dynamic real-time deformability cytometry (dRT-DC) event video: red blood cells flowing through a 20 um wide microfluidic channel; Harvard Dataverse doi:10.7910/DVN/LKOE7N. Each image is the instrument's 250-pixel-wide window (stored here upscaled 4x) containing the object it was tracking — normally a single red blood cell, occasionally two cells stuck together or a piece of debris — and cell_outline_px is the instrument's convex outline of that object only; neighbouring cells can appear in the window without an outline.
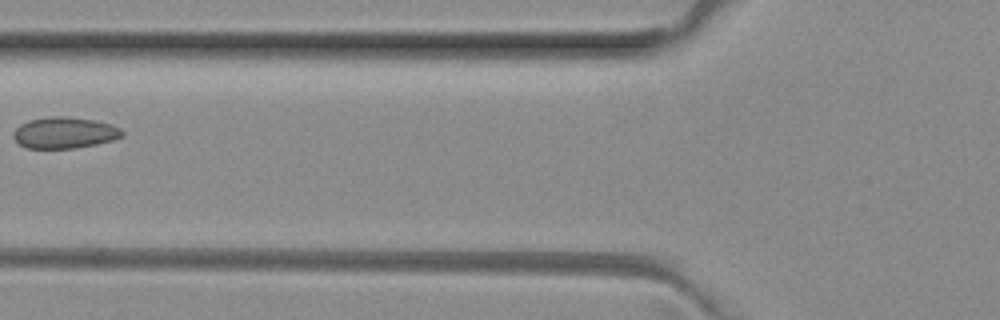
{"species": "common noctule bat (a hibernating species)", "species_latin": "Nyctalus noctula", "temperature_condition": "room temperature", "stored_images_in_passage": 7, "camera_frame_rate_fps": 3000, "um_per_image_px": 0.085, "animal": {"sex": "female", "body_mass_g": 29.2, "forearm_length_mm": 56.3}, "frame": {"image": 1, "passage_image": 5, "time_ms": 1.333, "image_size_px": [1000, 320], "cell_outline_px": [[124, 136], [112, 140], [96, 144], [76, 148], [28, 148], [20, 144], [12, 136], [12, 132], [20, 124], [28, 120], [48, 116], [68, 116], [96, 120], [112, 124], [120, 128], [124, 132]], "centroid_in_image_um": [5.49, 11.26], "position_along_channel_um": 120.3, "area_um2": 20.06}}
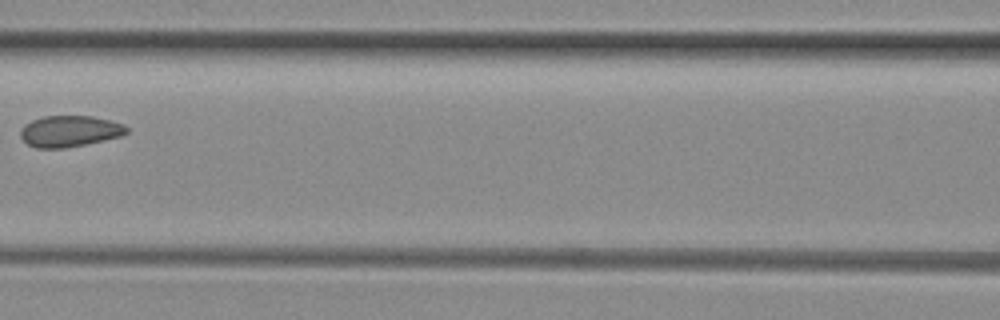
{"frame": {"image": 2, "passage_image": 6, "time_ms": 1.667, "image_size_px": [1000, 320], "cell_outline_px": [[128, 132], [120, 136], [104, 140], [64, 148], [36, 148], [28, 144], [20, 136], [20, 132], [24, 124], [32, 120], [44, 116], [92, 116], [112, 120], [124, 124], [128, 128]], "centroid_in_image_um": [5.93, 11.14], "position_along_channel_um": 160.7, "area_um2": 19.31}}
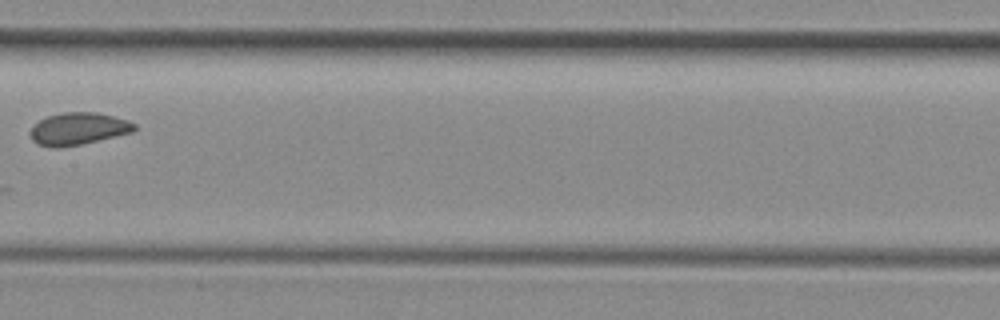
{"frame": {"image": 3, "passage_image": 7, "time_ms": 2.0, "image_size_px": [1000, 320], "cell_outline_px": [[136, 128], [132, 132], [80, 144], [56, 148], [52, 148], [36, 144], [32, 140], [32, 128], [40, 120], [48, 116], [64, 112], [96, 112], [128, 120], [136, 124]], "centroid_in_image_um": [6.66, 10.94], "position_along_channel_um": 200.7, "area_um2": 19.25}}